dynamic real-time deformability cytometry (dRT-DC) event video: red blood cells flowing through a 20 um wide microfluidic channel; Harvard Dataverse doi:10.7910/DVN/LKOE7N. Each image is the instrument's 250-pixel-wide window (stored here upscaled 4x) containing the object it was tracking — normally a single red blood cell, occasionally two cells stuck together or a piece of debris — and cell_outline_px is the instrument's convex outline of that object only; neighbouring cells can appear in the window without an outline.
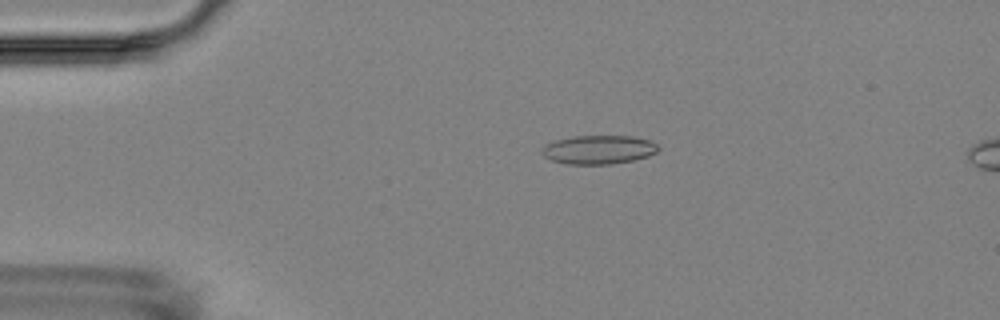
{"species": "Egyptian fruit bat (a non-hibernating species)", "species_latin": "Rousettus aegyptiacus", "temperature_condition": "room temperature", "stored_images_in_passage": 18, "segment_of_instrument_passage": [1, 2], "camera_frame_rate_fps": 3000, "um_per_image_px": 0.085, "animal": {"sex": "female"}, "frame": {"image": 1, "passage_image": 4, "time_ms": 3.333, "image_size_px": [1000, 320], "cell_outline_px": [[660, 148], [656, 152], [648, 156], [632, 160], [612, 164], [568, 164], [552, 160], [544, 156], [540, 152], [540, 148], [544, 144], [556, 140], [572, 136], [632, 136], [648, 140], [656, 144]], "centroid_in_image_um": [50.84, 12.72], "position_along_channel_um": 34.2, "area_um2": 19.54}}
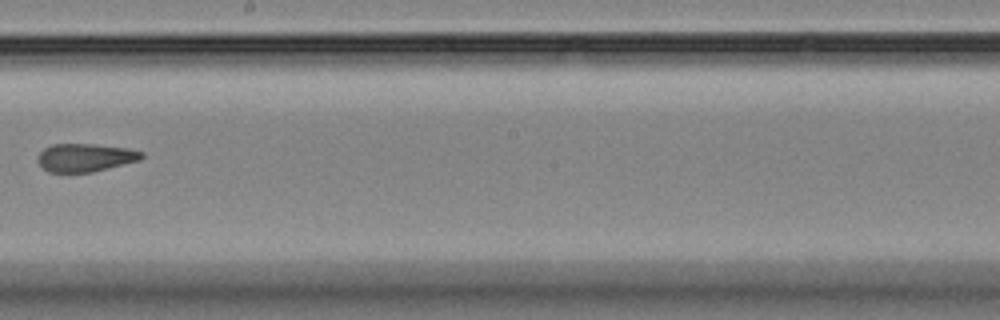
{"frame": {"image": 2, "passage_image": 10, "time_ms": 10.333, "image_size_px": [1000, 320], "cell_outline_px": [[144, 156], [140, 160], [92, 172], [48, 172], [36, 160], [36, 156], [44, 148], [52, 144], [96, 144], [128, 148], [144, 152]], "centroid_in_image_um": [7.24, 13.38], "position_along_channel_um": 241.0, "area_um2": 17.11}}
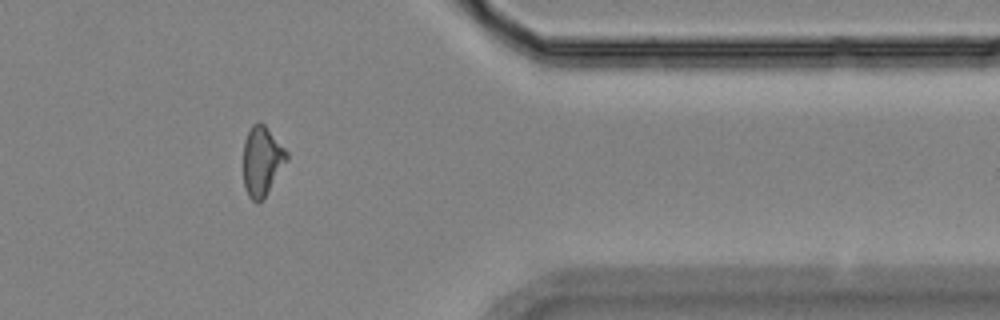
{"frame": {"image": 3, "passage_image": 14, "time_ms": 15.0, "image_size_px": [1000, 320], "cell_outline_px": [[288, 160], [264, 196], [256, 204], [248, 196], [244, 188], [244, 140], [252, 124], [260, 120], [264, 124], [288, 152]], "centroid_in_image_um": [22.26, 13.66], "position_along_channel_um": 389.1, "area_um2": 17.4}}